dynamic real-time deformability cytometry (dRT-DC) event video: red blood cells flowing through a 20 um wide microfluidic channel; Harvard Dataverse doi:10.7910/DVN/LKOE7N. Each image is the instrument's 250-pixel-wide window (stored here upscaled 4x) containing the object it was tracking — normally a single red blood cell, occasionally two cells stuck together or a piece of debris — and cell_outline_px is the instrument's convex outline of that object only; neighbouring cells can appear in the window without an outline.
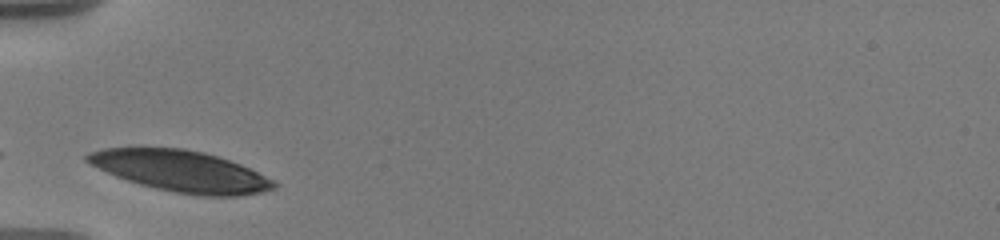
{"species": "human", "species_latin": "Homo sapiens", "temperature_condition": "warm", "stored_images_in_passage": 47, "camera_frame_rate_fps": 3000, "um_per_image_px": 0.085, "donor": {"sex": "male"}, "frame": {"image": 1, "passage_image": 1, "time_ms": 0.0, "image_size_px": [1000, 240], "cell_outline_px": [[276, 188], [260, 192], [240, 196], [204, 196], [176, 192], [156, 188], [140, 184], [116, 176], [84, 160], [84, 156], [88, 152], [104, 148], [184, 148], [204, 152], [240, 164], [272, 180], [276, 184]], "centroid_in_image_um": [15.36, 14.54], "position_along_channel_um": 69.6, "area_um2": 44.1}}
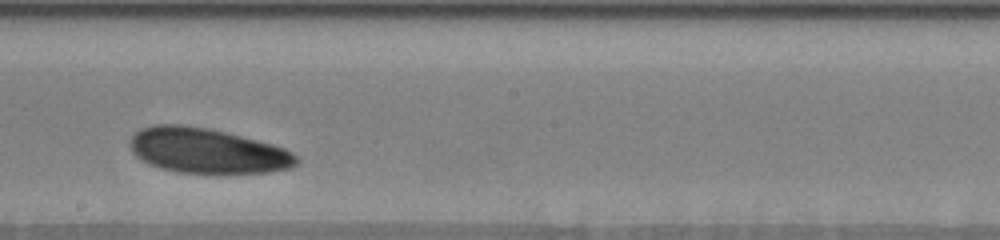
{"frame": {"image": 2, "passage_image": 17, "time_ms": 4.667, "image_size_px": [1000, 240], "cell_outline_px": [[300, 160], [292, 168], [268, 172], [220, 176], [180, 172], [160, 168], [148, 164], [136, 156], [132, 152], [128, 144], [132, 136], [140, 128], [156, 124], [184, 124], [208, 128], [272, 144], [284, 148], [292, 152]], "centroid_in_image_um": [17.61, 12.85], "position_along_channel_um": 230.6, "area_um2": 44.74}}
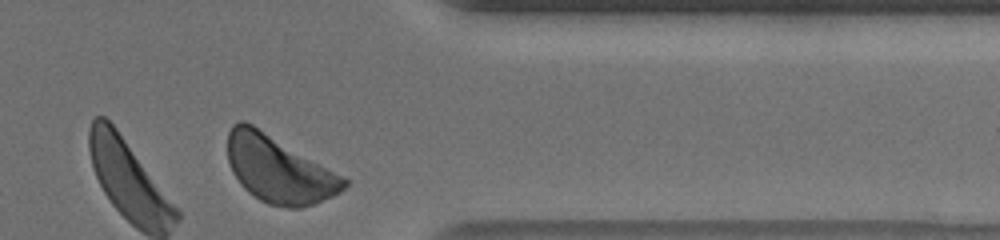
{"frame": {"image": 3, "passage_image": 45, "time_ms": 9.333, "image_size_px": [1000, 240], "cell_outline_px": [[348, 184], [340, 192], [332, 196], [312, 204], [300, 208], [288, 208], [268, 204], [260, 200], [248, 192], [240, 184], [232, 172], [228, 160], [228, 132], [232, 124], [240, 120], [244, 120], [252, 124], [348, 180]], "centroid_in_image_um": [23.64, 14.41], "position_along_channel_um": 387.8, "area_um2": 44.56}, "authors_computed_cell_mechanics": {"area_um2": 44.217, "velocity_mm_per_s": 3.4995, "shape_relaxation_time_tau1_ms": 1.7497, "shape_relaxation_time_tau2_ms": null, "deformation_change_tau1": 0.0746, "deformation_change_tau2": null}}